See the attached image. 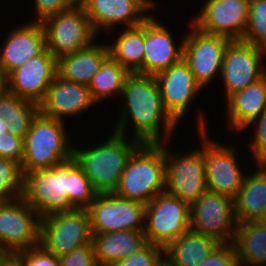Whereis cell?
Returning a JSON list of instances; mask_svg holds the SVG:
<instances>
[{
    "label": "cell",
    "instance_id": "1",
    "mask_svg": "<svg viewBox=\"0 0 266 266\" xmlns=\"http://www.w3.org/2000/svg\"><path fill=\"white\" fill-rule=\"evenodd\" d=\"M121 95L123 104L120 106V120L113 131L127 137V124L132 119L135 140L146 144L169 142L177 123L163 107L155 76L130 73L125 79Z\"/></svg>",
    "mask_w": 266,
    "mask_h": 266
},
{
    "label": "cell",
    "instance_id": "2",
    "mask_svg": "<svg viewBox=\"0 0 266 266\" xmlns=\"http://www.w3.org/2000/svg\"><path fill=\"white\" fill-rule=\"evenodd\" d=\"M126 138L112 131L106 141L97 146L81 150L73 147L72 158L98 194L117 190L131 154L141 144L134 138Z\"/></svg>",
    "mask_w": 266,
    "mask_h": 266
},
{
    "label": "cell",
    "instance_id": "3",
    "mask_svg": "<svg viewBox=\"0 0 266 266\" xmlns=\"http://www.w3.org/2000/svg\"><path fill=\"white\" fill-rule=\"evenodd\" d=\"M165 146L141 143L131 154L114 193L146 205L165 192Z\"/></svg>",
    "mask_w": 266,
    "mask_h": 266
},
{
    "label": "cell",
    "instance_id": "4",
    "mask_svg": "<svg viewBox=\"0 0 266 266\" xmlns=\"http://www.w3.org/2000/svg\"><path fill=\"white\" fill-rule=\"evenodd\" d=\"M64 121L38 113L23 139L21 171L26 173L50 169L72 158L73 145L65 129Z\"/></svg>",
    "mask_w": 266,
    "mask_h": 266
},
{
    "label": "cell",
    "instance_id": "5",
    "mask_svg": "<svg viewBox=\"0 0 266 266\" xmlns=\"http://www.w3.org/2000/svg\"><path fill=\"white\" fill-rule=\"evenodd\" d=\"M202 113L198 114L197 121L198 130H202V153L207 189L234 199L242 187L246 172H242L239 166L241 163L237 161L236 147L221 144L209 138L206 119Z\"/></svg>",
    "mask_w": 266,
    "mask_h": 266
},
{
    "label": "cell",
    "instance_id": "6",
    "mask_svg": "<svg viewBox=\"0 0 266 266\" xmlns=\"http://www.w3.org/2000/svg\"><path fill=\"white\" fill-rule=\"evenodd\" d=\"M69 160L50 169L26 173L22 197L35 212L44 216L74 210L68 200Z\"/></svg>",
    "mask_w": 266,
    "mask_h": 266
},
{
    "label": "cell",
    "instance_id": "7",
    "mask_svg": "<svg viewBox=\"0 0 266 266\" xmlns=\"http://www.w3.org/2000/svg\"><path fill=\"white\" fill-rule=\"evenodd\" d=\"M93 233L86 209L53 213L41 218L40 245L57 257L92 243Z\"/></svg>",
    "mask_w": 266,
    "mask_h": 266
},
{
    "label": "cell",
    "instance_id": "8",
    "mask_svg": "<svg viewBox=\"0 0 266 266\" xmlns=\"http://www.w3.org/2000/svg\"><path fill=\"white\" fill-rule=\"evenodd\" d=\"M41 23L45 31L46 48L57 59L91 46L98 37L80 3L46 17Z\"/></svg>",
    "mask_w": 266,
    "mask_h": 266
},
{
    "label": "cell",
    "instance_id": "9",
    "mask_svg": "<svg viewBox=\"0 0 266 266\" xmlns=\"http://www.w3.org/2000/svg\"><path fill=\"white\" fill-rule=\"evenodd\" d=\"M190 230V205L166 192L146 204L144 234L148 243L166 248Z\"/></svg>",
    "mask_w": 266,
    "mask_h": 266
},
{
    "label": "cell",
    "instance_id": "10",
    "mask_svg": "<svg viewBox=\"0 0 266 266\" xmlns=\"http://www.w3.org/2000/svg\"><path fill=\"white\" fill-rule=\"evenodd\" d=\"M197 134L200 135L201 148L197 147V150L185 155L172 153L165 147V192L189 205L208 190L202 153V130H198Z\"/></svg>",
    "mask_w": 266,
    "mask_h": 266
},
{
    "label": "cell",
    "instance_id": "11",
    "mask_svg": "<svg viewBox=\"0 0 266 266\" xmlns=\"http://www.w3.org/2000/svg\"><path fill=\"white\" fill-rule=\"evenodd\" d=\"M236 226L234 199L226 195L207 190L190 205V230L197 234L231 243Z\"/></svg>",
    "mask_w": 266,
    "mask_h": 266
},
{
    "label": "cell",
    "instance_id": "12",
    "mask_svg": "<svg viewBox=\"0 0 266 266\" xmlns=\"http://www.w3.org/2000/svg\"><path fill=\"white\" fill-rule=\"evenodd\" d=\"M86 210L93 234L144 231L146 205L141 202L115 193H100Z\"/></svg>",
    "mask_w": 266,
    "mask_h": 266
},
{
    "label": "cell",
    "instance_id": "13",
    "mask_svg": "<svg viewBox=\"0 0 266 266\" xmlns=\"http://www.w3.org/2000/svg\"><path fill=\"white\" fill-rule=\"evenodd\" d=\"M41 217L22 196L0 203V253H17L40 245Z\"/></svg>",
    "mask_w": 266,
    "mask_h": 266
},
{
    "label": "cell",
    "instance_id": "14",
    "mask_svg": "<svg viewBox=\"0 0 266 266\" xmlns=\"http://www.w3.org/2000/svg\"><path fill=\"white\" fill-rule=\"evenodd\" d=\"M266 51L242 40L231 41L225 49L221 78L225 86L226 100L234 93L266 75L262 59Z\"/></svg>",
    "mask_w": 266,
    "mask_h": 266
},
{
    "label": "cell",
    "instance_id": "15",
    "mask_svg": "<svg viewBox=\"0 0 266 266\" xmlns=\"http://www.w3.org/2000/svg\"><path fill=\"white\" fill-rule=\"evenodd\" d=\"M190 31L184 38L183 58L196 82L204 88L221 72L225 49L232 40L201 32L193 25Z\"/></svg>",
    "mask_w": 266,
    "mask_h": 266
},
{
    "label": "cell",
    "instance_id": "16",
    "mask_svg": "<svg viewBox=\"0 0 266 266\" xmlns=\"http://www.w3.org/2000/svg\"><path fill=\"white\" fill-rule=\"evenodd\" d=\"M250 0H206L190 25L201 32L243 40L248 25Z\"/></svg>",
    "mask_w": 266,
    "mask_h": 266
},
{
    "label": "cell",
    "instance_id": "17",
    "mask_svg": "<svg viewBox=\"0 0 266 266\" xmlns=\"http://www.w3.org/2000/svg\"><path fill=\"white\" fill-rule=\"evenodd\" d=\"M79 3L97 34L100 28L109 31L120 24L126 28L138 26L156 5L153 0H81Z\"/></svg>",
    "mask_w": 266,
    "mask_h": 266
},
{
    "label": "cell",
    "instance_id": "18",
    "mask_svg": "<svg viewBox=\"0 0 266 266\" xmlns=\"http://www.w3.org/2000/svg\"><path fill=\"white\" fill-rule=\"evenodd\" d=\"M57 75V58L45 48L7 77V91L37 105Z\"/></svg>",
    "mask_w": 266,
    "mask_h": 266
},
{
    "label": "cell",
    "instance_id": "19",
    "mask_svg": "<svg viewBox=\"0 0 266 266\" xmlns=\"http://www.w3.org/2000/svg\"><path fill=\"white\" fill-rule=\"evenodd\" d=\"M155 78L159 85L163 107L178 124L202 87L196 82L184 58L157 74Z\"/></svg>",
    "mask_w": 266,
    "mask_h": 266
},
{
    "label": "cell",
    "instance_id": "20",
    "mask_svg": "<svg viewBox=\"0 0 266 266\" xmlns=\"http://www.w3.org/2000/svg\"><path fill=\"white\" fill-rule=\"evenodd\" d=\"M152 14L144 21L143 75L156 76L183 58L185 34L176 45L171 32Z\"/></svg>",
    "mask_w": 266,
    "mask_h": 266
},
{
    "label": "cell",
    "instance_id": "21",
    "mask_svg": "<svg viewBox=\"0 0 266 266\" xmlns=\"http://www.w3.org/2000/svg\"><path fill=\"white\" fill-rule=\"evenodd\" d=\"M94 105L96 102L88 86L65 80L57 74L38 104V109L44 116L64 121L66 116L74 117Z\"/></svg>",
    "mask_w": 266,
    "mask_h": 266
},
{
    "label": "cell",
    "instance_id": "22",
    "mask_svg": "<svg viewBox=\"0 0 266 266\" xmlns=\"http://www.w3.org/2000/svg\"><path fill=\"white\" fill-rule=\"evenodd\" d=\"M29 22L26 25L18 26V28H12L2 44L0 67L6 77L46 48L42 23Z\"/></svg>",
    "mask_w": 266,
    "mask_h": 266
},
{
    "label": "cell",
    "instance_id": "23",
    "mask_svg": "<svg viewBox=\"0 0 266 266\" xmlns=\"http://www.w3.org/2000/svg\"><path fill=\"white\" fill-rule=\"evenodd\" d=\"M226 101L227 126L239 134L266 110V75L243 90L232 94Z\"/></svg>",
    "mask_w": 266,
    "mask_h": 266
},
{
    "label": "cell",
    "instance_id": "24",
    "mask_svg": "<svg viewBox=\"0 0 266 266\" xmlns=\"http://www.w3.org/2000/svg\"><path fill=\"white\" fill-rule=\"evenodd\" d=\"M95 260L98 266H112L144 248L148 241L144 231H117L93 234Z\"/></svg>",
    "mask_w": 266,
    "mask_h": 266
},
{
    "label": "cell",
    "instance_id": "25",
    "mask_svg": "<svg viewBox=\"0 0 266 266\" xmlns=\"http://www.w3.org/2000/svg\"><path fill=\"white\" fill-rule=\"evenodd\" d=\"M108 56V44L94 42L85 49L59 57L57 74L65 80L88 86Z\"/></svg>",
    "mask_w": 266,
    "mask_h": 266
},
{
    "label": "cell",
    "instance_id": "26",
    "mask_svg": "<svg viewBox=\"0 0 266 266\" xmlns=\"http://www.w3.org/2000/svg\"><path fill=\"white\" fill-rule=\"evenodd\" d=\"M254 172L246 173L234 198L237 223L257 221L266 210V163H257ZM249 174V175H248Z\"/></svg>",
    "mask_w": 266,
    "mask_h": 266
},
{
    "label": "cell",
    "instance_id": "27",
    "mask_svg": "<svg viewBox=\"0 0 266 266\" xmlns=\"http://www.w3.org/2000/svg\"><path fill=\"white\" fill-rule=\"evenodd\" d=\"M220 243L191 230L164 249V258L173 266H198Z\"/></svg>",
    "mask_w": 266,
    "mask_h": 266
},
{
    "label": "cell",
    "instance_id": "28",
    "mask_svg": "<svg viewBox=\"0 0 266 266\" xmlns=\"http://www.w3.org/2000/svg\"><path fill=\"white\" fill-rule=\"evenodd\" d=\"M233 244L239 266L266 265V227L258 221L237 223Z\"/></svg>",
    "mask_w": 266,
    "mask_h": 266
},
{
    "label": "cell",
    "instance_id": "29",
    "mask_svg": "<svg viewBox=\"0 0 266 266\" xmlns=\"http://www.w3.org/2000/svg\"><path fill=\"white\" fill-rule=\"evenodd\" d=\"M124 28L112 44L107 43L109 55L129 73L143 75L144 22L138 26Z\"/></svg>",
    "mask_w": 266,
    "mask_h": 266
},
{
    "label": "cell",
    "instance_id": "30",
    "mask_svg": "<svg viewBox=\"0 0 266 266\" xmlns=\"http://www.w3.org/2000/svg\"><path fill=\"white\" fill-rule=\"evenodd\" d=\"M39 113L38 105L7 90L0 94V124L11 133L25 138Z\"/></svg>",
    "mask_w": 266,
    "mask_h": 266
},
{
    "label": "cell",
    "instance_id": "31",
    "mask_svg": "<svg viewBox=\"0 0 266 266\" xmlns=\"http://www.w3.org/2000/svg\"><path fill=\"white\" fill-rule=\"evenodd\" d=\"M130 73L110 55L104 60L99 71L93 76L88 85L92 99L98 103L104 99L119 95L126 77Z\"/></svg>",
    "mask_w": 266,
    "mask_h": 266
},
{
    "label": "cell",
    "instance_id": "32",
    "mask_svg": "<svg viewBox=\"0 0 266 266\" xmlns=\"http://www.w3.org/2000/svg\"><path fill=\"white\" fill-rule=\"evenodd\" d=\"M67 193L68 200L75 209H86L98 194L73 158L69 160V191Z\"/></svg>",
    "mask_w": 266,
    "mask_h": 266
},
{
    "label": "cell",
    "instance_id": "33",
    "mask_svg": "<svg viewBox=\"0 0 266 266\" xmlns=\"http://www.w3.org/2000/svg\"><path fill=\"white\" fill-rule=\"evenodd\" d=\"M23 181L20 164L11 159L0 158V203L22 196Z\"/></svg>",
    "mask_w": 266,
    "mask_h": 266
},
{
    "label": "cell",
    "instance_id": "34",
    "mask_svg": "<svg viewBox=\"0 0 266 266\" xmlns=\"http://www.w3.org/2000/svg\"><path fill=\"white\" fill-rule=\"evenodd\" d=\"M244 42L266 51V0H250Z\"/></svg>",
    "mask_w": 266,
    "mask_h": 266
},
{
    "label": "cell",
    "instance_id": "35",
    "mask_svg": "<svg viewBox=\"0 0 266 266\" xmlns=\"http://www.w3.org/2000/svg\"><path fill=\"white\" fill-rule=\"evenodd\" d=\"M164 259V248L148 243L142 250L115 262L112 266H158Z\"/></svg>",
    "mask_w": 266,
    "mask_h": 266
},
{
    "label": "cell",
    "instance_id": "36",
    "mask_svg": "<svg viewBox=\"0 0 266 266\" xmlns=\"http://www.w3.org/2000/svg\"><path fill=\"white\" fill-rule=\"evenodd\" d=\"M253 125V137L250 149L256 163H266V110L252 120L243 130Z\"/></svg>",
    "mask_w": 266,
    "mask_h": 266
},
{
    "label": "cell",
    "instance_id": "37",
    "mask_svg": "<svg viewBox=\"0 0 266 266\" xmlns=\"http://www.w3.org/2000/svg\"><path fill=\"white\" fill-rule=\"evenodd\" d=\"M198 266H239L233 242L220 243Z\"/></svg>",
    "mask_w": 266,
    "mask_h": 266
},
{
    "label": "cell",
    "instance_id": "38",
    "mask_svg": "<svg viewBox=\"0 0 266 266\" xmlns=\"http://www.w3.org/2000/svg\"><path fill=\"white\" fill-rule=\"evenodd\" d=\"M24 266H60V259L41 245L17 252Z\"/></svg>",
    "mask_w": 266,
    "mask_h": 266
},
{
    "label": "cell",
    "instance_id": "39",
    "mask_svg": "<svg viewBox=\"0 0 266 266\" xmlns=\"http://www.w3.org/2000/svg\"><path fill=\"white\" fill-rule=\"evenodd\" d=\"M37 19L32 22H42L46 17L64 12L79 3L78 0H34Z\"/></svg>",
    "mask_w": 266,
    "mask_h": 266
},
{
    "label": "cell",
    "instance_id": "40",
    "mask_svg": "<svg viewBox=\"0 0 266 266\" xmlns=\"http://www.w3.org/2000/svg\"><path fill=\"white\" fill-rule=\"evenodd\" d=\"M59 259L60 266H98L92 243L72 250L69 254L59 257Z\"/></svg>",
    "mask_w": 266,
    "mask_h": 266
},
{
    "label": "cell",
    "instance_id": "41",
    "mask_svg": "<svg viewBox=\"0 0 266 266\" xmlns=\"http://www.w3.org/2000/svg\"><path fill=\"white\" fill-rule=\"evenodd\" d=\"M0 158H7L21 165L23 160V139L13 133L0 135Z\"/></svg>",
    "mask_w": 266,
    "mask_h": 266
},
{
    "label": "cell",
    "instance_id": "42",
    "mask_svg": "<svg viewBox=\"0 0 266 266\" xmlns=\"http://www.w3.org/2000/svg\"><path fill=\"white\" fill-rule=\"evenodd\" d=\"M0 266H24L17 253H0Z\"/></svg>",
    "mask_w": 266,
    "mask_h": 266
},
{
    "label": "cell",
    "instance_id": "43",
    "mask_svg": "<svg viewBox=\"0 0 266 266\" xmlns=\"http://www.w3.org/2000/svg\"><path fill=\"white\" fill-rule=\"evenodd\" d=\"M6 90H7L6 76L0 67V94L5 92Z\"/></svg>",
    "mask_w": 266,
    "mask_h": 266
},
{
    "label": "cell",
    "instance_id": "44",
    "mask_svg": "<svg viewBox=\"0 0 266 266\" xmlns=\"http://www.w3.org/2000/svg\"><path fill=\"white\" fill-rule=\"evenodd\" d=\"M262 226L266 227V210L265 212L261 215V217L257 220Z\"/></svg>",
    "mask_w": 266,
    "mask_h": 266
},
{
    "label": "cell",
    "instance_id": "45",
    "mask_svg": "<svg viewBox=\"0 0 266 266\" xmlns=\"http://www.w3.org/2000/svg\"><path fill=\"white\" fill-rule=\"evenodd\" d=\"M9 129H5L1 124H0V135L2 134H7L9 133Z\"/></svg>",
    "mask_w": 266,
    "mask_h": 266
},
{
    "label": "cell",
    "instance_id": "46",
    "mask_svg": "<svg viewBox=\"0 0 266 266\" xmlns=\"http://www.w3.org/2000/svg\"><path fill=\"white\" fill-rule=\"evenodd\" d=\"M158 266H173L171 265L165 258L162 260V262Z\"/></svg>",
    "mask_w": 266,
    "mask_h": 266
}]
</instances>
